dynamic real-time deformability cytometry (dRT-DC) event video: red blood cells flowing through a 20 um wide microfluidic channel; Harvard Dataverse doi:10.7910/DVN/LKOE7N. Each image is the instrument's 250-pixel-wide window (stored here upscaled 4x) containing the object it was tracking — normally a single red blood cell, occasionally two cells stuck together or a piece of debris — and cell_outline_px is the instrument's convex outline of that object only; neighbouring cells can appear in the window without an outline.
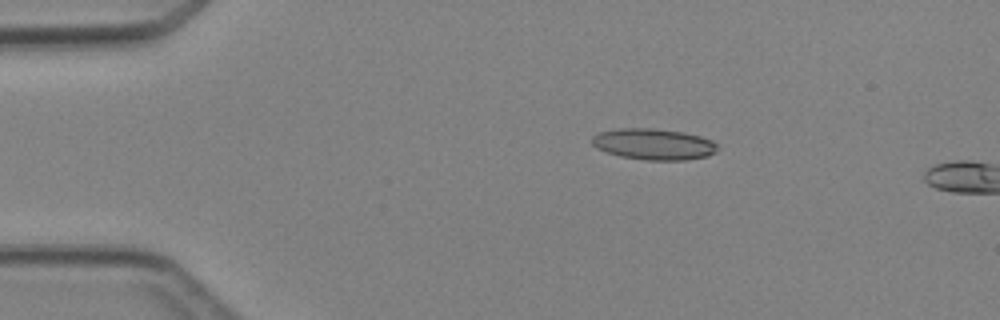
{"species": "Egyptian fruit bat (a non-hibernating species)", "species_latin": "Rousettus aegyptiacus", "temperature_condition": "cold", "stored_images_in_passage": 2, "camera_frame_rate_fps": 3000, "um_per_image_px": 0.085, "animal": {"sex": "female"}, "frame": {"image": 1, "passage_image": 1, "time_ms": 0.0, "image_size_px": [1000, 320], "cell_outline_px": [[720, 148], [716, 152], [708, 156], [684, 160], [648, 160], [620, 156], [596, 148], [592, 144], [592, 136], [600, 132], [620, 128], [656, 128], [684, 132], [700, 136], [712, 140]], "centroid_in_image_um": [55.59, 12.25], "position_along_channel_um": 29.4, "area_um2": 22.89}}